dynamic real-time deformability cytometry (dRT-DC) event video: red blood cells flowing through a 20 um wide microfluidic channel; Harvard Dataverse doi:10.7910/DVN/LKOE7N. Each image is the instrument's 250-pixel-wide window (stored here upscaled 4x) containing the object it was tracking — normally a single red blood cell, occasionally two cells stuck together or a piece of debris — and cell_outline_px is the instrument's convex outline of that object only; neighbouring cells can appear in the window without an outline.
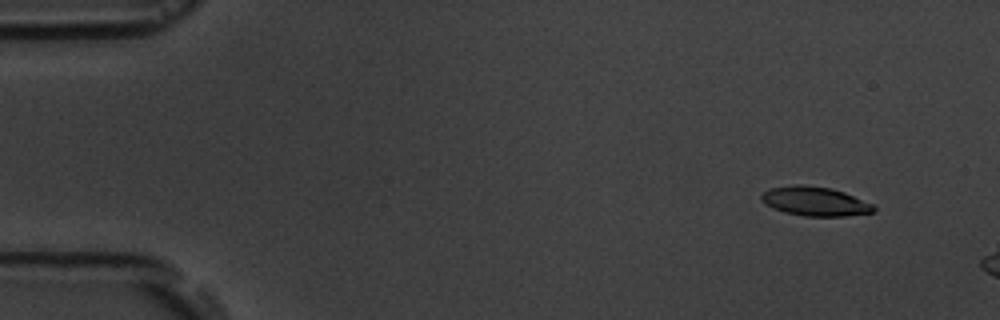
{"species": "common noctule bat (a hibernating species)", "species_latin": "Nyctalus noctula", "temperature_condition": "room temperature", "stored_images_in_passage": 6, "camera_frame_rate_fps": 3000, "um_per_image_px": 0.085, "animal": {"sex": "male", "body_mass_g": 19.5, "forearm_length_mm": 54.6}, "frame": {"image": 1, "passage_image": 2, "time_ms": 1.333, "image_size_px": [1000, 320], "cell_outline_px": [[876, 212], [844, 216], [804, 216], [784, 212], [772, 208], [760, 200], [760, 196], [768, 188], [792, 184], [804, 184], [832, 188], [844, 192], [872, 204], [876, 208]], "centroid_in_image_um": [69.24, 17.1], "position_along_channel_um": 15.8, "area_um2": 19.31}}